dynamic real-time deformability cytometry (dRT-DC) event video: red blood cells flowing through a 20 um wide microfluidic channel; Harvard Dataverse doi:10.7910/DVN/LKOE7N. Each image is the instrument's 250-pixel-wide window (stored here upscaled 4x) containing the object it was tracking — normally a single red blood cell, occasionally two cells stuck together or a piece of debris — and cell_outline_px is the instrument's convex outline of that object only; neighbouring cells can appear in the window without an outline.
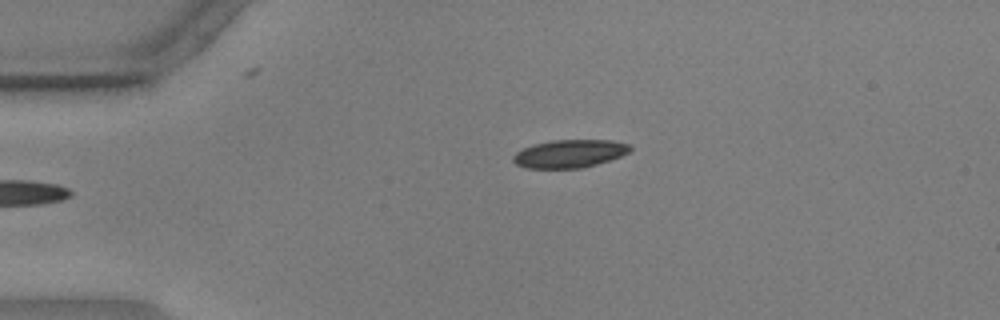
{"species": "common noctule bat (a hibernating species)", "species_latin": "Nyctalus noctula", "temperature_condition": "warm", "stored_images_in_passage": 39, "camera_frame_rate_fps": 3000, "um_per_image_px": 0.085, "animal": {"sex": "male", "body_mass_g": 17.9, "forearm_length_mm": 54.2}, "frame": {"image": 1, "passage_image": 1, "time_ms": 0.0, "image_size_px": [1000, 320], "cell_outline_px": [[632, 148], [628, 152], [620, 156], [596, 164], [580, 168], [524, 168], [516, 164], [512, 160], [512, 156], [516, 152], [524, 148], [536, 144], [556, 140], [612, 140], [632, 144]], "centroid_in_image_um": [48.42, 13.06], "position_along_channel_um": 36.6, "area_um2": 18.96}}
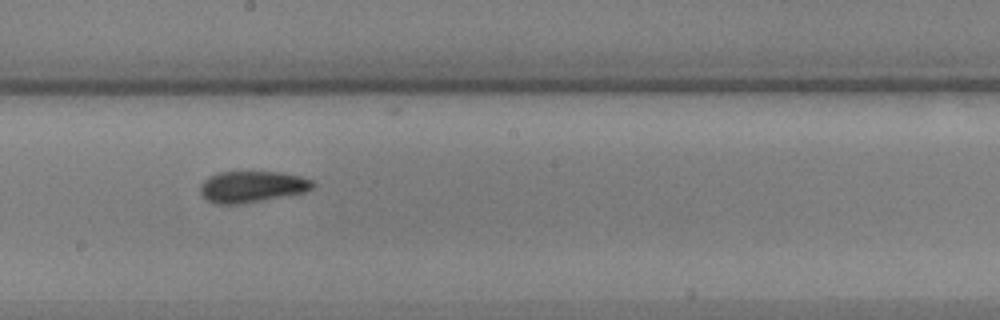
{"frame": {"image": 2, "passage_image": 20, "time_ms": 6.333, "image_size_px": [1000, 320], "cell_outline_px": [[316, 184], [312, 188], [304, 192], [240, 204], [216, 204], [208, 200], [200, 192], [200, 184], [208, 176], [216, 172], [280, 172], [300, 176], [312, 180]], "centroid_in_image_um": [21.4, 15.86], "position_along_channel_um": 226.8, "area_um2": 20.46}}
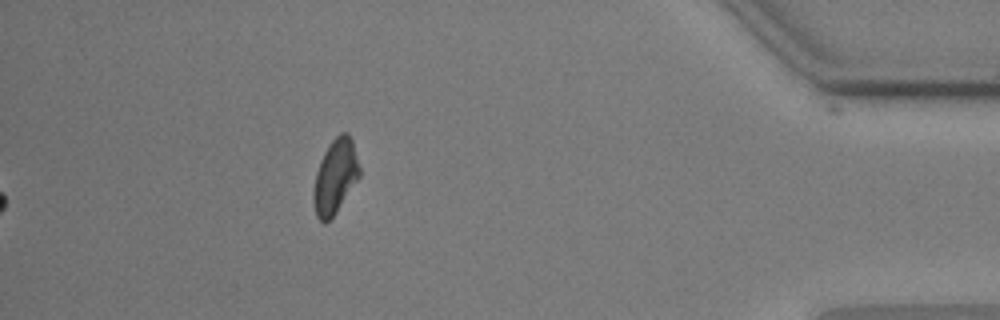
{"frame": {"image": 3, "passage_image": 39, "time_ms": 12.667, "image_size_px": [1000, 320], "cell_outline_px": [[360, 176], [336, 212], [324, 224], [316, 216], [312, 200], [312, 192], [316, 172], [320, 160], [328, 144], [340, 132], [348, 132], [352, 140], [360, 168]], "centroid_in_image_um": [28.47, 14.99], "position_along_channel_um": 406.7, "area_um2": 20.0}, "authors_computed_cell_mechanics": {"area_um2": 20.23, "velocity_mm_per_s": 3.5876, "shape_relaxation_time_tau1_ms": 9.6091, "shape_relaxation_time_tau2_ms": 1.5333, "deformation_change_tau1": 0.2272, "deformation_change_tau2": 0.0744}}